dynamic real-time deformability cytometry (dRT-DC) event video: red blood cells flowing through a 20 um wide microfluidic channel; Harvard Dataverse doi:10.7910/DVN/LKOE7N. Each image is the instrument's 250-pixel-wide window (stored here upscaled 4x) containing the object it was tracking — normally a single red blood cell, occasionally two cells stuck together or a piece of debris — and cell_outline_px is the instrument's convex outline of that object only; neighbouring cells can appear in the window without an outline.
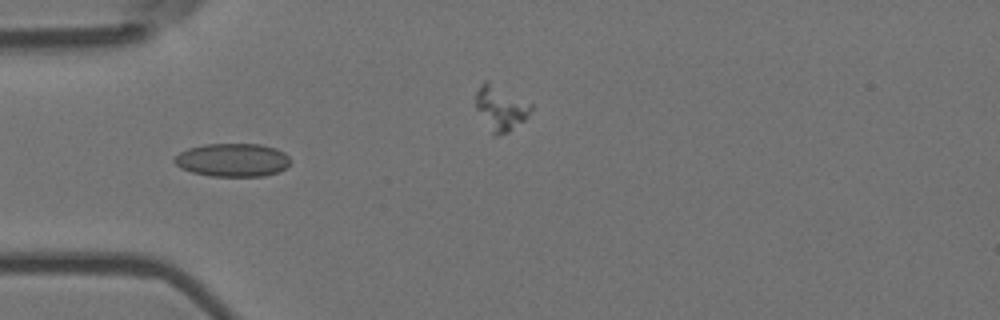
{"species": "Egyptian fruit bat (a non-hibernating species)", "species_latin": "Rousettus aegyptiacus", "temperature_condition": "room temperature", "stored_images_in_passage": 8, "segment_of_instrument_passage": [1, 2], "camera_frame_rate_fps": 3000, "um_per_image_px": 0.085, "animal": {"sex": "female"}, "frame": {"image": 1, "passage_image": 3, "time_ms": 0.667, "image_size_px": [1000, 320], "cell_outline_px": [[292, 160], [284, 168], [276, 172], [264, 176], [208, 176], [192, 172], [180, 168], [172, 160], [180, 152], [188, 148], [204, 144], [260, 144], [276, 148], [284, 152]], "centroid_in_image_um": [19.75, 13.59], "position_along_channel_um": 65.2, "area_um2": 22.54}}